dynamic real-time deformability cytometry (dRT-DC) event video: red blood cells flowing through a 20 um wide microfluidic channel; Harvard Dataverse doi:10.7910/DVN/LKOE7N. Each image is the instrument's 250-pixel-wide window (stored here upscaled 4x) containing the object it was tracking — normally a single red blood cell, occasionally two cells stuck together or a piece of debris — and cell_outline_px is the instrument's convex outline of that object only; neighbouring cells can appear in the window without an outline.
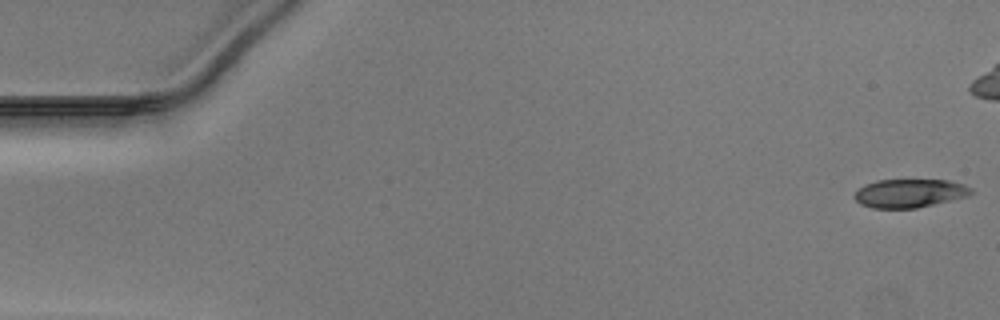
{"species": "Egyptian fruit bat (a non-hibernating species)", "species_latin": "Rousettus aegyptiacus", "temperature_condition": "warm", "stored_images_in_passage": 44, "camera_frame_rate_fps": 3000, "um_per_image_px": 0.085, "animal": {"sex": "male"}, "frame": {"image": 1, "passage_image": 1, "time_ms": 0.0, "image_size_px": [1000, 320], "cell_outline_px": [[976, 192], [968, 196], [916, 208], [872, 208], [860, 204], [852, 196], [864, 184], [876, 180], [948, 180], [964, 184], [972, 188]], "centroid_in_image_um": [77.33, 16.42], "position_along_channel_um": 7.7, "area_um2": 19.48}}
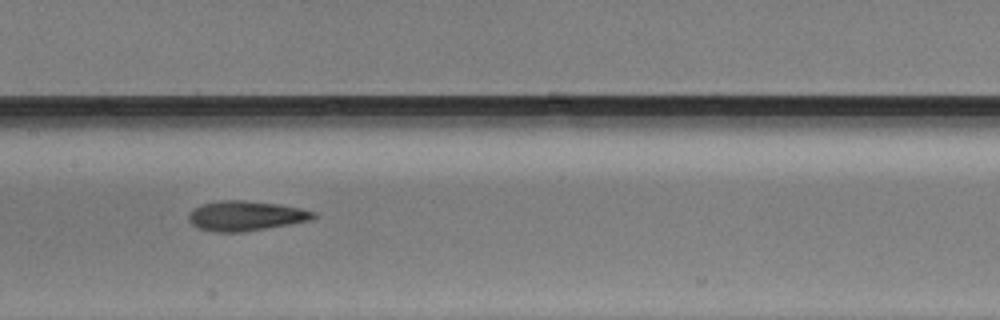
{"frame": {"image": 2, "passage_image": 25, "time_ms": 8.0, "image_size_px": [1000, 320], "cell_outline_px": [[316, 216], [312, 220], [240, 232], [216, 232], [200, 228], [192, 224], [188, 220], [188, 212], [204, 204], [220, 200], [240, 200], [276, 204], [316, 212]], "centroid_in_image_um": [20.85, 18.35], "position_along_channel_um": 186.5, "area_um2": 21.21}}
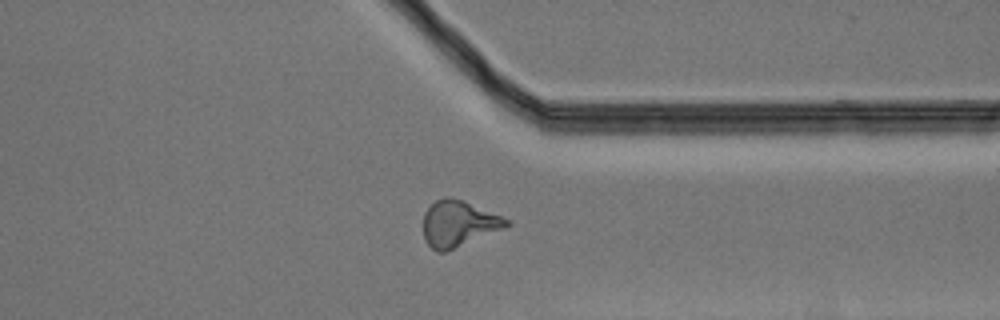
{"frame": {"image": 3, "passage_image": 39, "time_ms": 12.667, "image_size_px": [1000, 320], "cell_outline_px": [[512, 224], [504, 228], [444, 252], [436, 252], [424, 240], [424, 212], [436, 200], [444, 196], [452, 196], [464, 200], [500, 216], [508, 220]], "centroid_in_image_um": [38.94, 18.99], "position_along_channel_um": 372.5, "area_um2": 22.08}}